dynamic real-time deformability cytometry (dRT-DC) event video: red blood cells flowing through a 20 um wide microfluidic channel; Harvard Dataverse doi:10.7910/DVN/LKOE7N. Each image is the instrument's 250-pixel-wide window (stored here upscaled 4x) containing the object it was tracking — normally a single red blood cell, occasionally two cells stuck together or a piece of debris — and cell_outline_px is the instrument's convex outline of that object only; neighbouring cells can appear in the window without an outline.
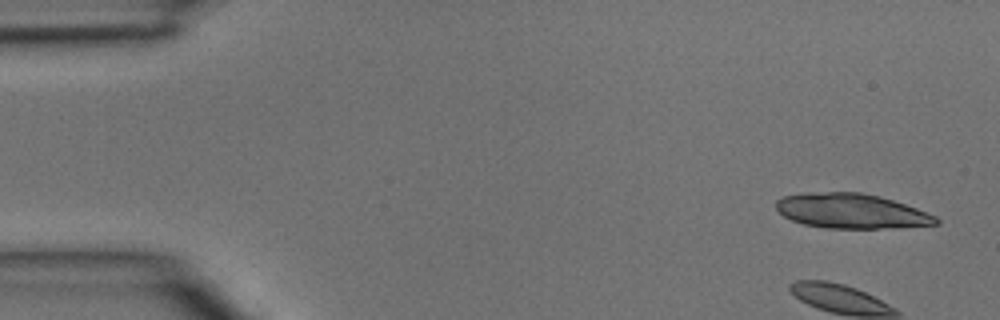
{"species": "common noctule bat (a hibernating species)", "species_latin": "Nyctalus noctula", "temperature_condition": "room temperature", "stored_images_in_passage": 5, "camera_frame_rate_fps": 3000, "um_per_image_px": 0.085, "animal": {"sex": "male", "body_mass_g": 15.6}, "frame": {"image": 1, "passage_image": 1, "time_ms": 0.0, "image_size_px": [1000, 320], "cell_outline_px": [[940, 224], [880, 228], [824, 228], [804, 224], [792, 220], [784, 216], [776, 208], [776, 200], [784, 196], [808, 192], [860, 192], [880, 196], [916, 208], [936, 216], [940, 220]], "centroid_in_image_um": [72.35, 17.93], "position_along_channel_um": 12.7, "area_um2": 32.25}}